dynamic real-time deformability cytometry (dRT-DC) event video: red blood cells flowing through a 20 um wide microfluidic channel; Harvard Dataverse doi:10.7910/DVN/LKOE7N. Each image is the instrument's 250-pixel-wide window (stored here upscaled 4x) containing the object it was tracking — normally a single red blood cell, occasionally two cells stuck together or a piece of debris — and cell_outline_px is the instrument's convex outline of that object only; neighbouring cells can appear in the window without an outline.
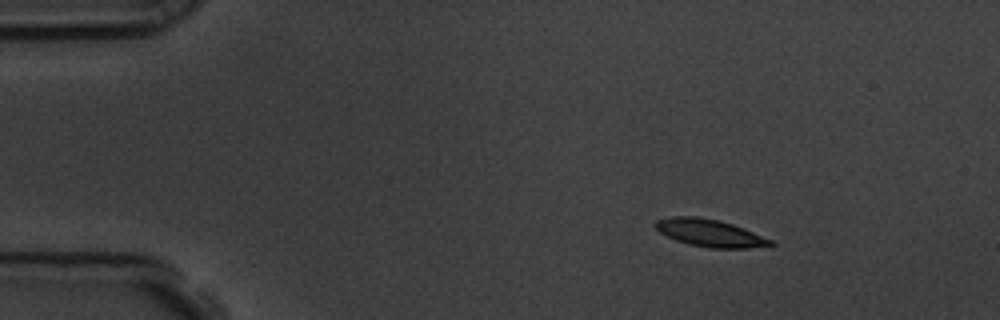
{"species": "common noctule bat (a hibernating species)", "species_latin": "Nyctalus noctula", "temperature_condition": "room temperature", "stored_images_in_passage": 50, "camera_frame_rate_fps": 3000, "um_per_image_px": 0.085, "animal": {"sex": "male", "body_mass_g": 19.5, "forearm_length_mm": 54.6}, "frame": {"image": 1, "passage_image": 1, "time_ms": 0.0, "image_size_px": [1000, 320], "cell_outline_px": [[776, 244], [748, 248], [712, 248], [688, 244], [676, 240], [660, 232], [652, 224], [656, 220], [672, 216], [696, 216], [716, 220], [732, 224], [744, 228], [772, 240]], "centroid_in_image_um": [60.31, 19.8], "position_along_channel_um": 24.7, "area_um2": 18.21}}
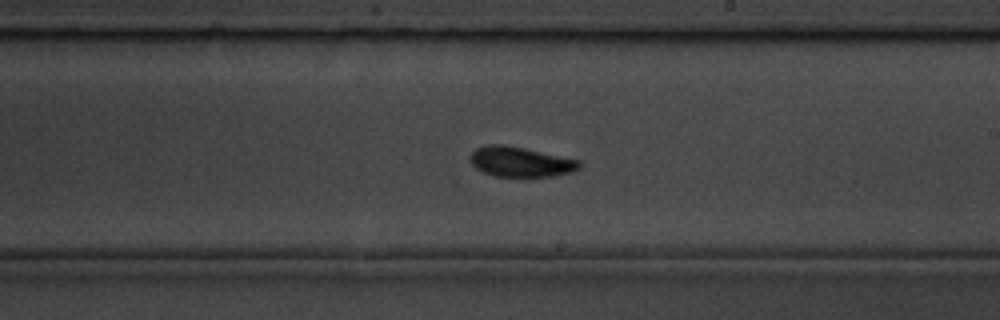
{"frame": {"image": 2, "passage_image": 26, "time_ms": 8.333, "image_size_px": [1000, 320], "cell_outline_px": [[580, 168], [572, 172], [552, 176], [524, 180], [492, 176], [476, 168], [468, 160], [468, 156], [476, 148], [488, 144], [500, 144], [524, 148], [580, 160]], "centroid_in_image_um": [44.21, 13.81], "position_along_channel_um": 244.8, "area_um2": 19.94}}
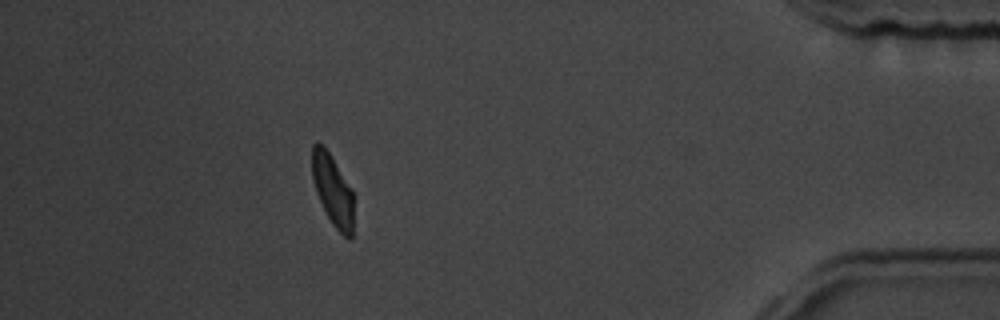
{"frame": {"image": 3, "passage_image": 44, "time_ms": 14.333, "image_size_px": [1000, 320], "cell_outline_px": [[356, 196], [352, 236], [348, 240], [332, 224], [316, 192], [312, 180], [312, 144], [316, 140], [328, 152]], "centroid_in_image_um": [28.32, 16.21], "position_along_channel_um": 406.9, "area_um2": 17.4}, "authors_computed_cell_mechanics": {"area_um2": 18.496, "velocity_mm_per_s": 3.5492, "shape_relaxation_time_tau1_ms": 2.3379, "shape_relaxation_time_tau2_ms": 0.9808, "deformation_change_tau1": 0.1203, "deformation_change_tau2": 0.0633}}